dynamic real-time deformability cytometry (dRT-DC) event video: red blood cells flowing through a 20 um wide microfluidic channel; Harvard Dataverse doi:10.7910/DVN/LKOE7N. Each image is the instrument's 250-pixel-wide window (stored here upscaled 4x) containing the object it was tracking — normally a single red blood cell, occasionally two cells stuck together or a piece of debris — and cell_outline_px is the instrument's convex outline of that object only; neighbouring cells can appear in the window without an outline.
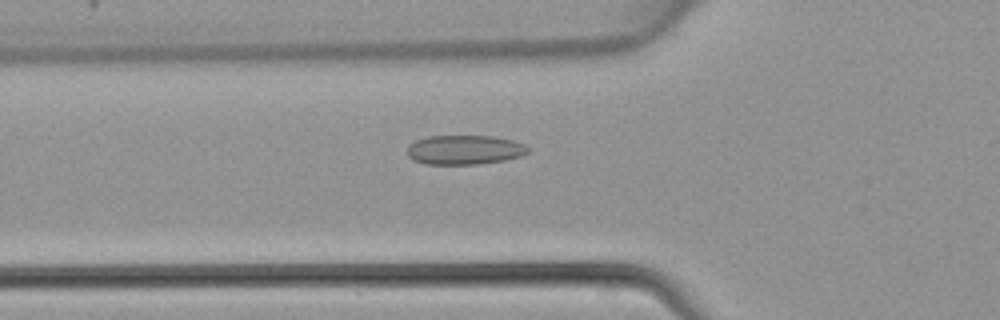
{"species": "common noctule bat (a hibernating species)", "species_latin": "Nyctalus noctula", "temperature_condition": "warm", "stored_images_in_passage": 45, "camera_frame_rate_fps": 3000, "um_per_image_px": 0.085, "animal": {"sex": "female", "body_mass_g": 22.7, "forearm_length_mm": 54.2}, "frame": {"image": 1, "passage_image": 16, "time_ms": 5.0, "image_size_px": [1000, 320], "cell_outline_px": [[528, 152], [520, 156], [504, 160], [476, 164], [424, 164], [412, 160], [408, 156], [408, 144], [416, 140], [428, 136], [492, 136], [512, 140], [524, 144], [528, 148]], "centroid_in_image_um": [39.44, 12.73], "position_along_channel_um": 86.4, "area_um2": 20.63}}
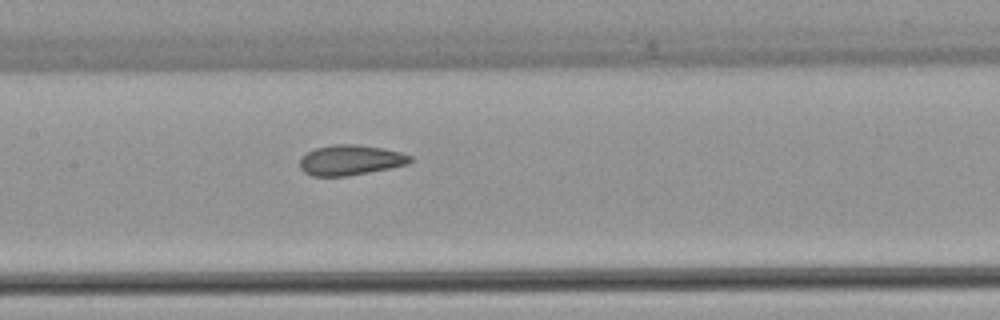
{"frame": {"image": 2, "passage_image": 22, "time_ms": 7.0, "image_size_px": [1000, 320], "cell_outline_px": [[412, 160], [408, 164], [348, 176], [312, 176], [304, 172], [300, 168], [300, 160], [308, 152], [316, 148], [332, 144], [356, 144], [384, 148], [400, 152], [412, 156]], "centroid_in_image_um": [29.79, 13.6], "position_along_channel_um": 177.6, "area_um2": 19.36}}
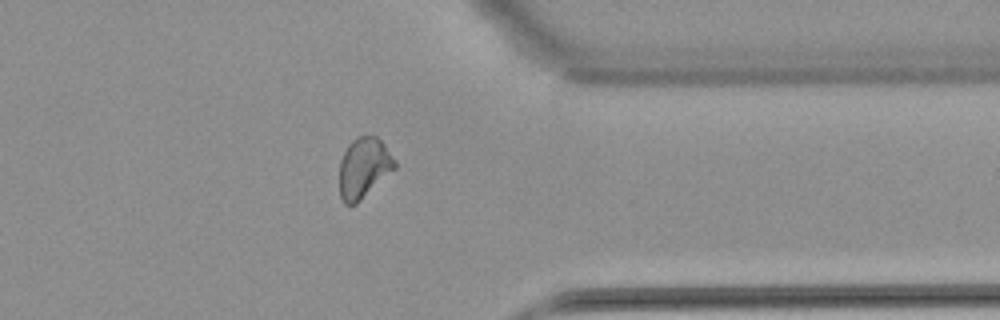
{"frame": {"image": 3, "passage_image": 36, "time_ms": 11.667, "image_size_px": [1000, 320], "cell_outline_px": [[396, 168], [356, 204], [344, 204], [340, 196], [340, 160], [348, 144], [356, 136], [376, 136], [384, 144], [396, 160]], "centroid_in_image_um": [30.92, 14.25], "position_along_channel_um": 380.5, "area_um2": 19.42}}